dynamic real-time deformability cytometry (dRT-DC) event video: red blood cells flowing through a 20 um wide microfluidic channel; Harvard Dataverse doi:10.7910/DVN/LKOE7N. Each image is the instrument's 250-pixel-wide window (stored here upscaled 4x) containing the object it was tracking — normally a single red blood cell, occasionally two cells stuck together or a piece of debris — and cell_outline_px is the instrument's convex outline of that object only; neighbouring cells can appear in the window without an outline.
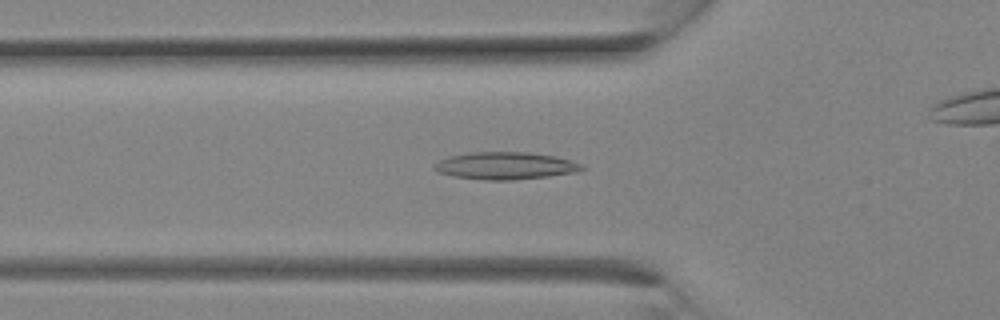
{"species": "Egyptian fruit bat (a non-hibernating species)", "species_latin": "Rousettus aegyptiacus", "temperature_condition": "room temperature", "stored_images_in_passage": 15, "camera_frame_rate_fps": 3000, "um_per_image_px": 0.085, "animal": {"sex": "female"}, "frame": {"image": 1, "passage_image": 4, "time_ms": 1.0, "image_size_px": [1000, 320], "cell_outline_px": [[584, 168], [580, 172], [548, 176], [512, 180], [484, 180], [452, 176], [440, 172], [432, 168], [440, 160], [448, 156], [472, 152], [528, 152], [556, 156], [584, 164]], "centroid_in_image_um": [43.0, 14.09], "position_along_channel_um": 82.8, "area_um2": 23.58}}
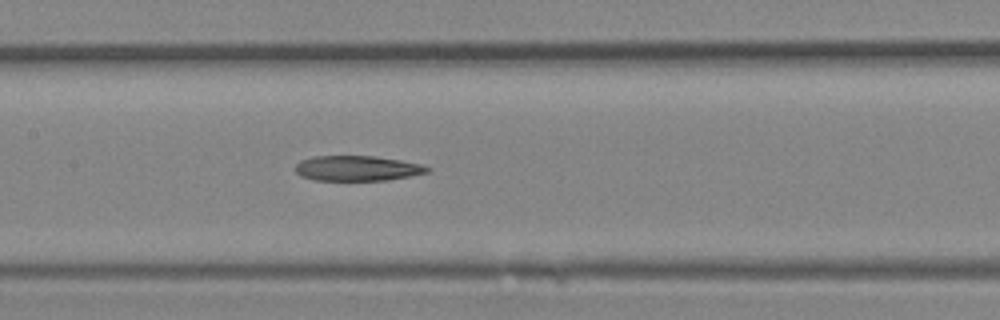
{"frame": {"image": 2, "passage_image": 8, "time_ms": 2.333, "image_size_px": [1000, 320], "cell_outline_px": [[432, 168], [428, 172], [388, 180], [312, 180], [300, 176], [296, 172], [296, 164], [300, 160], [312, 156], [372, 156], [400, 160], [420, 164]], "centroid_in_image_um": [30.33, 14.3], "position_along_channel_um": 177.1, "area_um2": 19.31}}
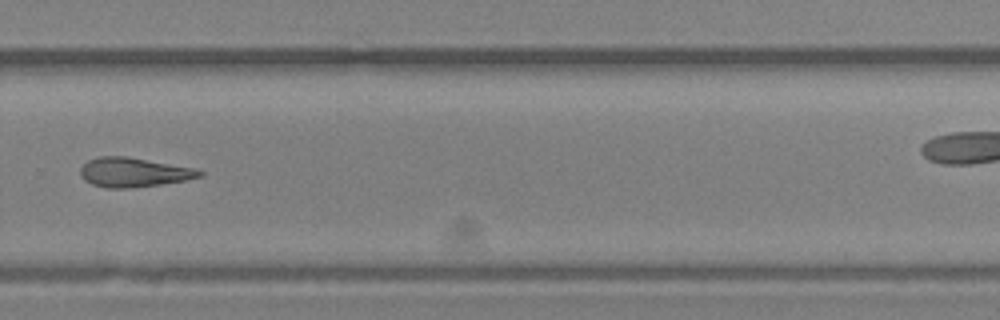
{"frame": {"image": 3, "passage_image": 14, "time_ms": 4.333, "image_size_px": [1000, 320], "cell_outline_px": [[204, 176], [184, 180], [160, 184], [132, 188], [108, 188], [92, 184], [84, 180], [80, 176], [80, 168], [88, 160], [100, 156], [124, 156], [196, 168], [204, 172]], "centroid_in_image_um": [11.36, 14.65], "position_along_channel_um": 318.4, "area_um2": 20.35}}